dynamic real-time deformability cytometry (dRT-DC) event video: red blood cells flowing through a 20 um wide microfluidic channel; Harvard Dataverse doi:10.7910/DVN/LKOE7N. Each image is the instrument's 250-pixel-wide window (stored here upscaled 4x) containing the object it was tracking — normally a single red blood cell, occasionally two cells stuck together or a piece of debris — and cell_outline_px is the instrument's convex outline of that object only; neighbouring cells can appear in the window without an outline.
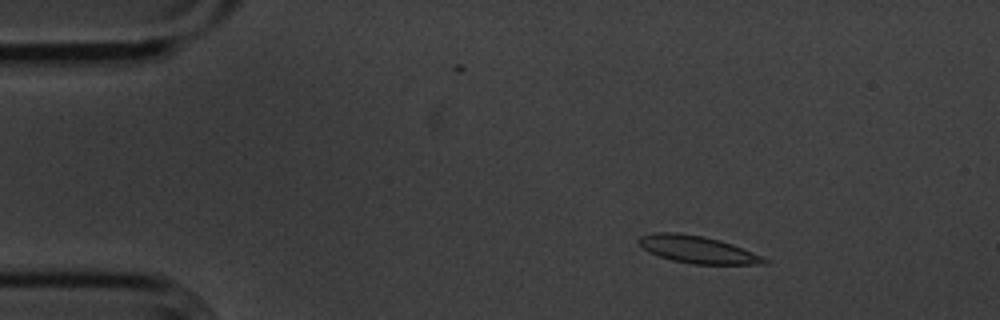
{"species": "common noctule bat (a hibernating species)", "species_latin": "Nyctalus noctula", "temperature_condition": "cold", "stored_images_in_passage": 50, "camera_frame_rate_fps": 3000, "um_per_image_px": 0.085, "animal": {"sex": "male", "body_mass_g": 20.1, "forearm_length_mm": 53.5}, "frame": {"image": 1, "passage_image": 3, "time_ms": 0.667, "image_size_px": [1000, 320], "cell_outline_px": [[768, 264], [692, 264], [672, 260], [648, 252], [636, 240], [640, 236], [656, 232], [676, 232], [704, 236], [720, 240], [732, 244], [764, 256], [768, 260]], "centroid_in_image_um": [59.3, 21.2], "position_along_channel_um": 25.7, "area_um2": 20.0}}
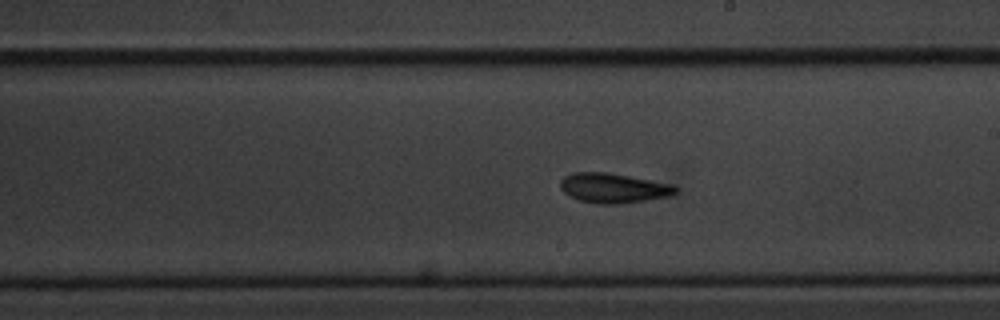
{"frame": {"image": 2, "passage_image": 26, "time_ms": 8.333, "image_size_px": [1000, 320], "cell_outline_px": [[680, 192], [668, 196], [648, 200], [620, 204], [596, 204], [580, 200], [568, 196], [560, 188], [560, 180], [564, 176], [572, 172], [604, 172], [676, 184], [680, 188]], "centroid_in_image_um": [52.18, 15.99], "position_along_channel_um": 236.8, "area_um2": 20.35}}
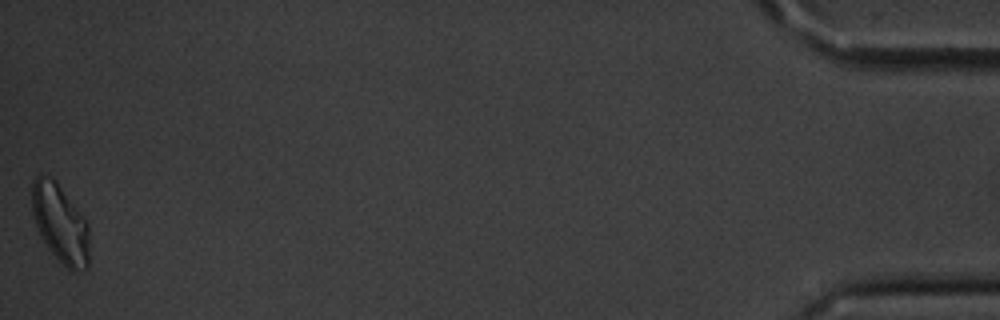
{"frame": {"image": 3, "passage_image": 50, "time_ms": 16.333, "image_size_px": [1000, 320], "cell_outline_px": [[88, 268], [76, 272], [72, 272], [44, 244], [40, 236], [32, 212], [32, 180], [40, 172], [56, 180], [88, 224]], "centroid_in_image_um": [5.1, 18.97], "position_along_channel_um": 430.1, "area_um2": 26.13}, "authors_computed_cell_mechanics": {"area_um2": 19.7676, "velocity_mm_per_s": 3.5878, "shape_relaxation_time_tau1_ms": 2.6378, "shape_relaxation_time_tau2_ms": 2.5592, "deformation_change_tau1": 0.1094, "deformation_change_tau2": 0.0753}}